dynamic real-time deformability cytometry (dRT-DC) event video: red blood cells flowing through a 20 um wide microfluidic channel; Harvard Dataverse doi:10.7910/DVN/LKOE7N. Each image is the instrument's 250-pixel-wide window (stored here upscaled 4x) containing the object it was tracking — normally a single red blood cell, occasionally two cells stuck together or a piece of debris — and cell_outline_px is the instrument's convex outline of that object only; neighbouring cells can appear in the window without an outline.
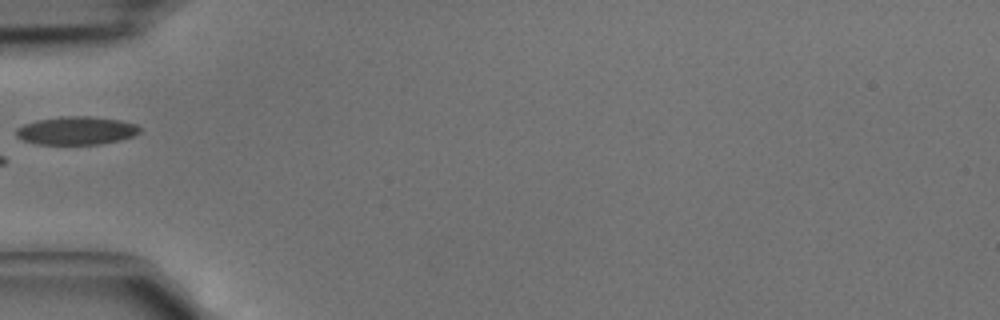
{"species": "common noctule bat (a hibernating species)", "species_latin": "Nyctalus noctula", "temperature_condition": "cold", "stored_images_in_passage": 5, "camera_frame_rate_fps": 3000, "um_per_image_px": 0.085, "animal": {"sex": "male", "body_mass_g": 15.6}, "frame": {"image": 1, "passage_image": 5, "time_ms": 1.333, "image_size_px": [1000, 320], "cell_outline_px": [[140, 132], [132, 136], [120, 140], [100, 144], [36, 144], [20, 140], [16, 136], [16, 128], [24, 124], [36, 120], [60, 116], [92, 116], [120, 120], [136, 124], [140, 128]], "centroid_in_image_um": [6.46, 11.1], "position_along_channel_um": 78.5, "area_um2": 20.46}}